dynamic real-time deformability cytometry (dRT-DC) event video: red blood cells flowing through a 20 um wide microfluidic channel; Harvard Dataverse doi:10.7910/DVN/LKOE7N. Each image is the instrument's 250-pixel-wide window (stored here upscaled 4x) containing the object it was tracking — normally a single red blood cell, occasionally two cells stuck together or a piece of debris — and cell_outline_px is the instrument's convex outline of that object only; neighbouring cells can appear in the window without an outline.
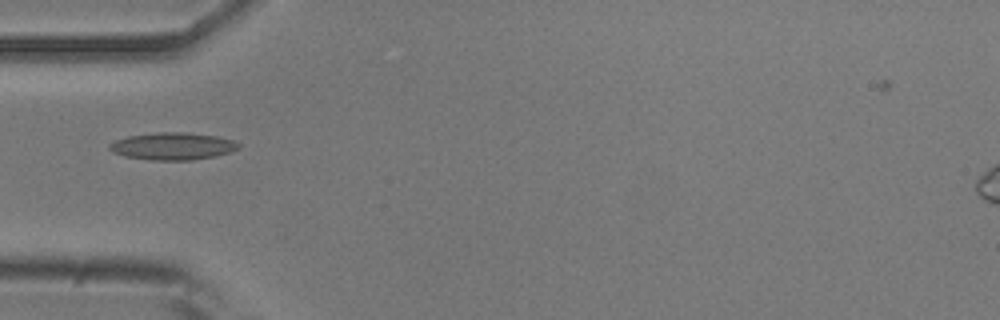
{"species": "common noctule bat (a hibernating species)", "species_latin": "Nyctalus noctula", "temperature_condition": "room temperature", "stored_images_in_passage": 21, "camera_frame_rate_fps": 3000, "um_per_image_px": 0.085, "animal": {"sex": "male", "body_mass_g": 20.5, "forearm_length_mm": 52.5}, "frame": {"image": 1, "passage_image": 1, "time_ms": 0.0, "image_size_px": [1000, 320], "cell_outline_px": [[240, 148], [232, 152], [216, 156], [192, 160], [148, 160], [124, 156], [112, 152], [108, 148], [108, 144], [116, 140], [128, 136], [156, 132], [184, 132], [216, 136], [232, 140], [240, 144]], "centroid_in_image_um": [14.67, 12.43], "position_along_channel_um": 70.3, "area_um2": 20.69}}
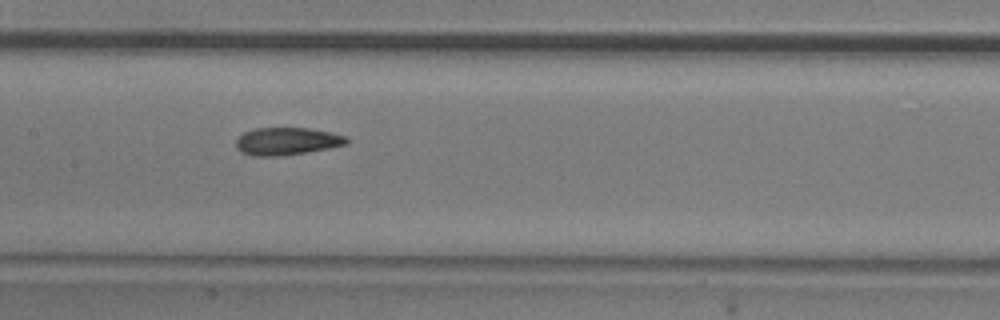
{"frame": {"image": 2, "passage_image": 10, "time_ms": 3.0, "image_size_px": [1000, 320], "cell_outline_px": [[352, 140], [348, 144], [328, 148], [304, 152], [276, 156], [252, 156], [240, 152], [236, 148], [236, 136], [252, 128], [308, 128], [332, 132], [348, 136]], "centroid_in_image_um": [24.39, 11.99], "position_along_channel_um": 183.0, "area_um2": 18.03}}
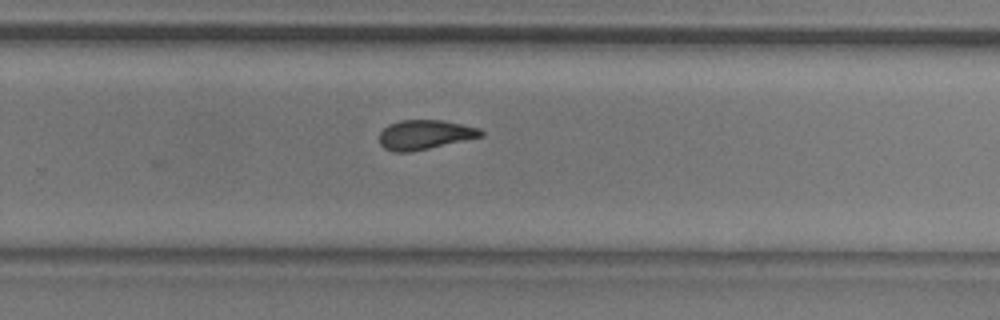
{"frame": {"image": 3, "passage_image": 19, "time_ms": 6.0, "image_size_px": [1000, 320], "cell_outline_px": [[484, 136], [428, 148], [408, 152], [396, 152], [384, 148], [380, 144], [380, 132], [388, 124], [400, 120], [444, 120], [480, 128], [484, 132]], "centroid_in_image_um": [36.12, 11.43], "position_along_channel_um": 293.7, "area_um2": 17.4}}